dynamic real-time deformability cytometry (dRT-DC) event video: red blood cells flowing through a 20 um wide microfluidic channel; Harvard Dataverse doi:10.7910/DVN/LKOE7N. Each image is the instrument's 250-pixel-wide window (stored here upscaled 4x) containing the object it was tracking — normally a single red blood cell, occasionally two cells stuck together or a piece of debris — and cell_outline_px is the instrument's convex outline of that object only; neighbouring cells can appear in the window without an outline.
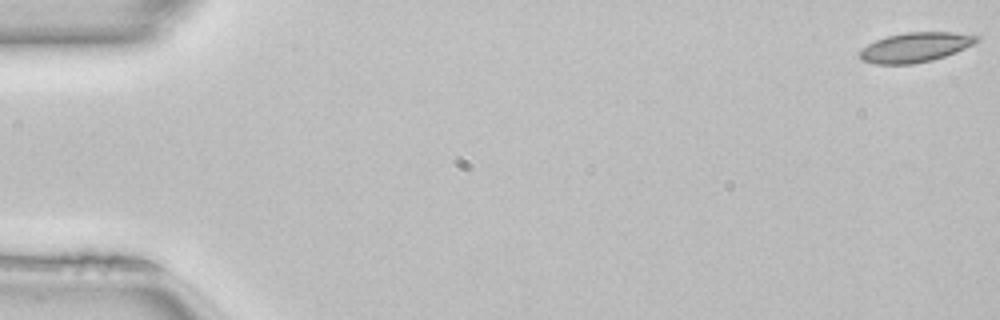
{"species": "common noctule bat (a hibernating species)", "species_latin": "Nyctalus noctula", "temperature_condition": "room temperature", "stored_images_in_passage": 51, "camera_frame_rate_fps": 3000, "um_per_image_px": 0.085, "animal": {"sex": "female", "body_mass_g": 22.7, "forearm_length_mm": 54.2}, "frame": {"image": 1, "passage_image": 1, "time_ms": 0.0, "image_size_px": [1000, 320], "cell_outline_px": [[980, 40], [956, 52], [932, 60], [912, 64], [876, 64], [860, 60], [860, 48], [876, 40], [888, 36], [908, 32], [952, 32], [980, 36]], "centroid_in_image_um": [77.78, 4.02], "position_along_channel_um": 7.2, "area_um2": 20.11}}
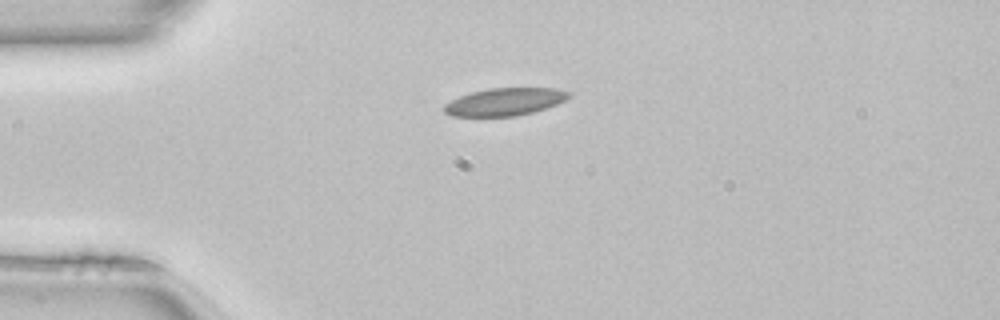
{"frame": {"image": 2, "passage_image": 13, "time_ms": 4.0, "image_size_px": [1000, 320], "cell_outline_px": [[572, 92], [564, 100], [556, 104], [532, 112], [516, 116], [452, 116], [444, 112], [444, 104], [460, 96], [472, 92], [488, 88], [556, 88]], "centroid_in_image_um": [42.89, 8.65], "position_along_channel_um": 42.1, "area_um2": 19.83}}
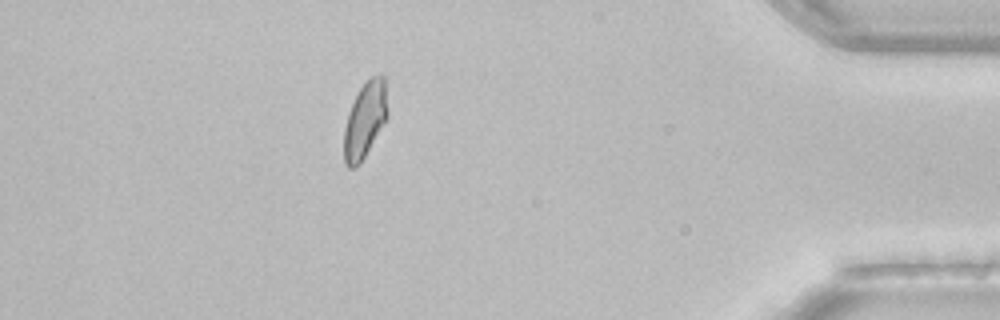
{"frame": {"image": 3, "passage_image": 45, "time_ms": 14.667, "image_size_px": [1000, 320], "cell_outline_px": [[388, 116], [360, 164], [352, 168], [348, 168], [344, 164], [344, 128], [348, 112], [360, 88], [372, 76], [384, 76], [388, 112]], "centroid_in_image_um": [31.01, 10.23], "position_along_channel_um": 404.2, "area_um2": 19.02}, "authors_computed_cell_mechanics": {"area_um2": 19.8832, "velocity_mm_per_s": 4.0812, "shape_relaxation_time_tau1_ms": 5.689, "shape_relaxation_time_tau2_ms": 2.4917, "deformation_change_tau1": 0.1084, "deformation_change_tau2": 0.0603}}